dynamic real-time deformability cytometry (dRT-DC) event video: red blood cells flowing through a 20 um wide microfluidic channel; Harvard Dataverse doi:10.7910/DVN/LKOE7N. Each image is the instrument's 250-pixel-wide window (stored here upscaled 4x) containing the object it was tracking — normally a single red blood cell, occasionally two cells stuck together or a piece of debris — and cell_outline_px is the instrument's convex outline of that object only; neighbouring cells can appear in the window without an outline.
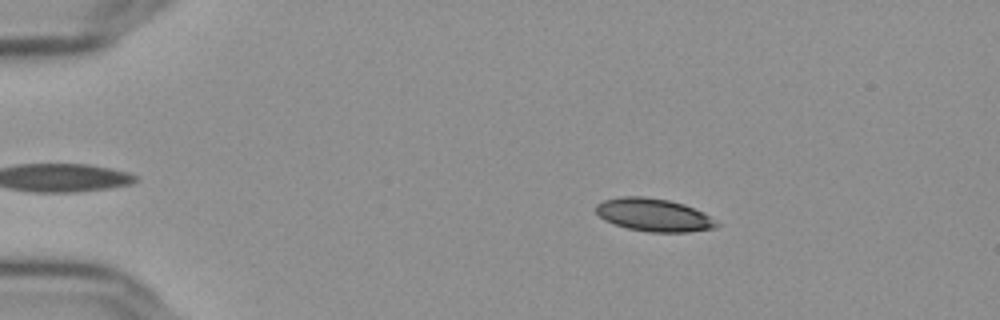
{"species": "Egyptian fruit bat (a non-hibernating species)", "species_latin": "Rousettus aegyptiacus", "temperature_condition": "cold", "stored_images_in_passage": 56, "camera_frame_rate_fps": 3000, "um_per_image_px": 0.085, "frame": {"image": 1, "passage_image": 10, "time_ms": 3.0, "image_size_px": [1000, 320], "cell_outline_px": [[720, 224], [716, 228], [688, 232], [648, 232], [628, 228], [604, 220], [596, 212], [596, 204], [604, 200], [620, 196], [644, 196], [668, 200], [684, 204], [704, 212]], "centroid_in_image_um": [55.58, 18.27], "position_along_channel_um": 29.4, "area_um2": 23.18}}
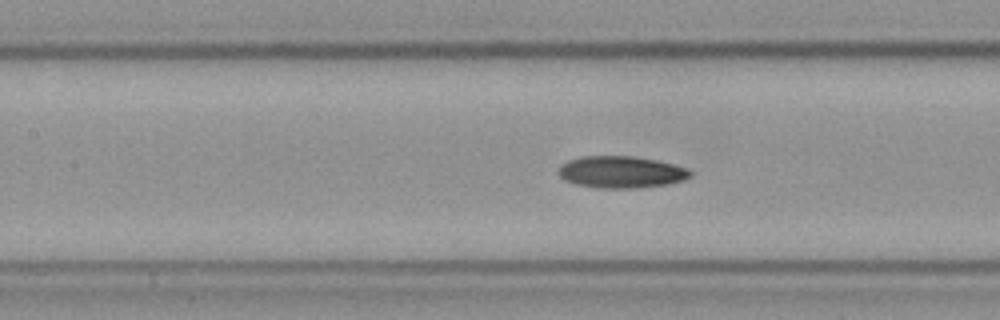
{"frame": {"image": 2, "passage_image": 26, "time_ms": 8.333, "image_size_px": [1000, 320], "cell_outline_px": [[692, 176], [684, 180], [668, 184], [636, 188], [600, 188], [576, 184], [564, 180], [560, 176], [560, 164], [568, 160], [580, 156], [632, 156], [656, 160], [688, 168], [692, 172]], "centroid_in_image_um": [52.81, 14.62], "position_along_channel_um": 154.6, "area_um2": 24.51}}
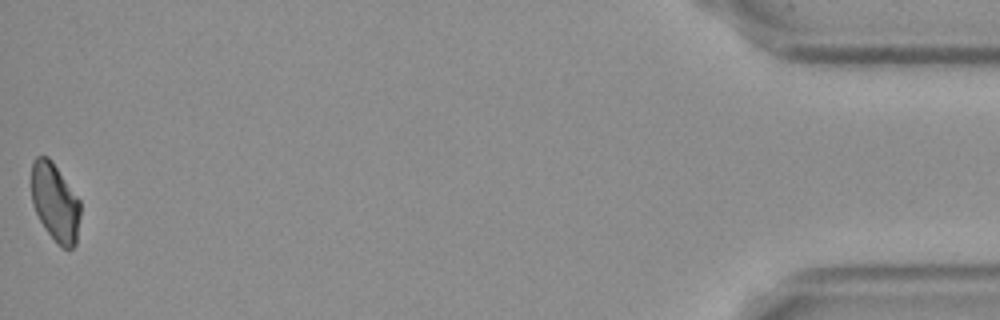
{"frame": {"image": 3, "passage_image": 56, "time_ms": 18.333, "image_size_px": [1000, 320], "cell_outline_px": [[80, 216], [76, 244], [72, 248], [60, 248], [48, 232], [40, 220], [32, 204], [32, 160], [36, 156], [48, 156], [52, 160], [80, 200]], "centroid_in_image_um": [4.69, 17.19], "position_along_channel_um": 430.5, "area_um2": 22.31}, "authors_computed_cell_mechanics": {"area_um2": 23.8714, "velocity_mm_per_s": 3.6389, "shape_relaxation_time_tau1_ms": null, "shape_relaxation_time_tau2_ms": 6.6038, "deformation_change_tau1": null, "deformation_change_tau2": 0.1265}}